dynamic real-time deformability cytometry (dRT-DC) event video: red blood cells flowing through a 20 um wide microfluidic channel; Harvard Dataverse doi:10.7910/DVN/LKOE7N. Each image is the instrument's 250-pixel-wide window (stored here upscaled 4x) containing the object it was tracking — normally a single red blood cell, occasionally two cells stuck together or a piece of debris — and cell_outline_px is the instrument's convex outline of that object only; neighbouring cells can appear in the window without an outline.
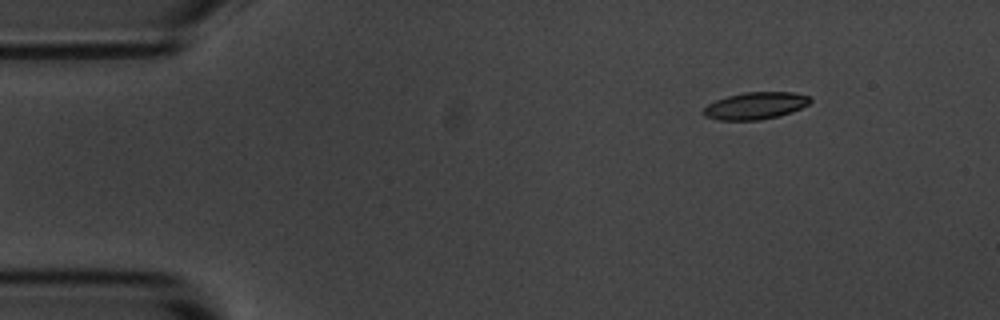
{"species": "common noctule bat (a hibernating species)", "species_latin": "Nyctalus noctula", "temperature_condition": "room temperature", "stored_images_in_passage": 5, "segment_of_instrument_passage": [2, 2], "camera_frame_rate_fps": 3000, "um_per_image_px": 0.085, "animal": {"sex": "male", "body_mass_g": 20.1, "forearm_length_mm": 53.5}, "frame": {"image": 1, "passage_image": 5, "time_ms": 5.333, "image_size_px": [1000, 320], "cell_outline_px": [[812, 100], [808, 104], [792, 112], [760, 120], [716, 120], [704, 116], [704, 108], [708, 104], [716, 100], [728, 96], [744, 92], [792, 92], [812, 96]], "centroid_in_image_um": [64.22, 8.98], "position_along_channel_um": 20.8, "area_um2": 16.82}}